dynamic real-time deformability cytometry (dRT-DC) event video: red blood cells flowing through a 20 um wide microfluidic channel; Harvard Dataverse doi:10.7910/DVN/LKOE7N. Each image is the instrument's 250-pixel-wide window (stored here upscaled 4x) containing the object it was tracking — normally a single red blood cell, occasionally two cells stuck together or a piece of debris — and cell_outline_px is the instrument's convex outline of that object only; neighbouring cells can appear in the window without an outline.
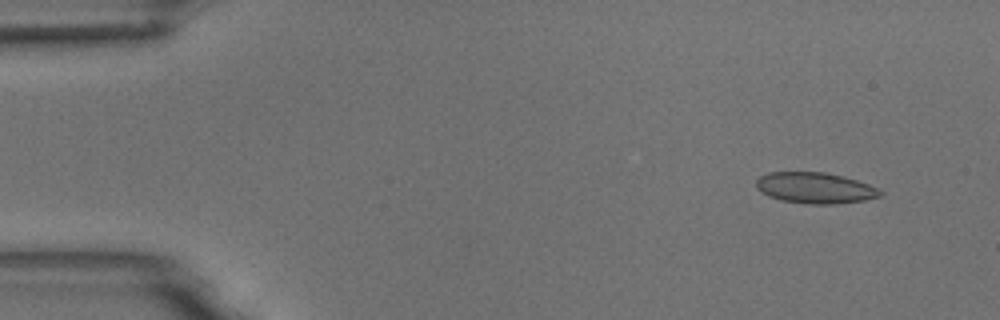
{"species": "common noctule bat (a hibernating species)", "species_latin": "Nyctalus noctula", "temperature_condition": "room temperature", "stored_images_in_passage": 4, "camera_frame_rate_fps": 3000, "um_per_image_px": 0.085, "animal": {"sex": "male", "body_mass_g": 18.8}, "frame": {"image": 1, "passage_image": 1, "time_ms": 0.0, "image_size_px": [1000, 320], "cell_outline_px": [[884, 192], [880, 196], [864, 200], [836, 204], [804, 204], [780, 200], [768, 196], [760, 192], [756, 188], [756, 180], [760, 176], [768, 172], [824, 172], [844, 176], [880, 188]], "centroid_in_image_um": [69.27, 15.98], "position_along_channel_um": 15.7, "area_um2": 22.66}}
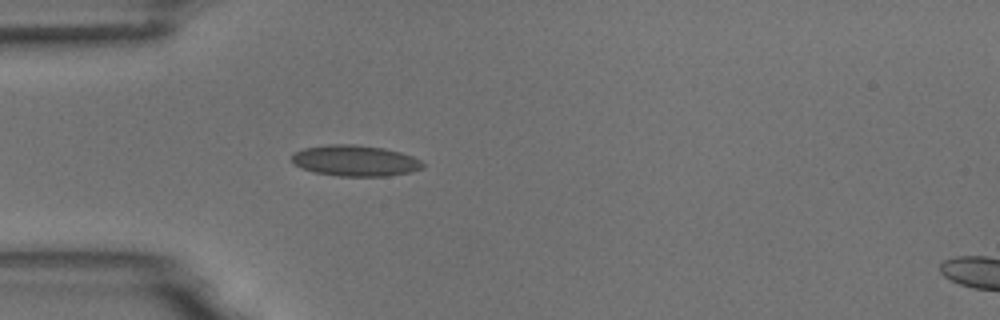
{"frame": {"image": 2, "passage_image": 4, "time_ms": 3.667, "image_size_px": [1000, 320], "cell_outline_px": [[424, 168], [412, 172], [388, 176], [340, 176], [312, 172], [300, 168], [292, 160], [292, 156], [296, 152], [304, 148], [328, 144], [356, 144], [384, 148], [400, 152], [412, 156], [420, 160], [424, 164]], "centroid_in_image_um": [30.21, 13.66], "position_along_channel_um": 54.8, "area_um2": 23.76}}